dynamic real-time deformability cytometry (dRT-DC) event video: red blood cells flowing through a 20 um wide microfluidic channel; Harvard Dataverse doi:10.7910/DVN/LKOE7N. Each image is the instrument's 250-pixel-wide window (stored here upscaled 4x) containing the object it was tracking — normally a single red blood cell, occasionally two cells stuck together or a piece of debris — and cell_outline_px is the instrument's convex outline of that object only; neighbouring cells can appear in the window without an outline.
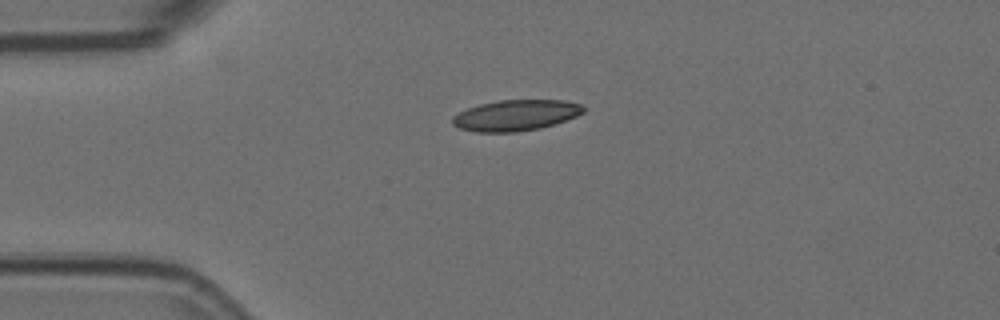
{"species": "Egyptian fruit bat (a non-hibernating species)", "species_latin": "Rousettus aegyptiacus", "temperature_condition": "room temperature", "stored_images_in_passage": 2, "camera_frame_rate_fps": 3000, "um_per_image_px": 0.085, "animal": {"sex": "female"}, "frame": {"image": 1, "passage_image": 1, "time_ms": 0.0, "image_size_px": [1000, 320], "cell_outline_px": [[584, 112], [576, 116], [540, 128], [516, 132], [476, 132], [460, 128], [452, 124], [452, 116], [468, 108], [480, 104], [500, 100], [564, 100], [580, 104], [584, 108]], "centroid_in_image_um": [43.81, 9.8], "position_along_channel_um": 41.2, "area_um2": 23.35}}